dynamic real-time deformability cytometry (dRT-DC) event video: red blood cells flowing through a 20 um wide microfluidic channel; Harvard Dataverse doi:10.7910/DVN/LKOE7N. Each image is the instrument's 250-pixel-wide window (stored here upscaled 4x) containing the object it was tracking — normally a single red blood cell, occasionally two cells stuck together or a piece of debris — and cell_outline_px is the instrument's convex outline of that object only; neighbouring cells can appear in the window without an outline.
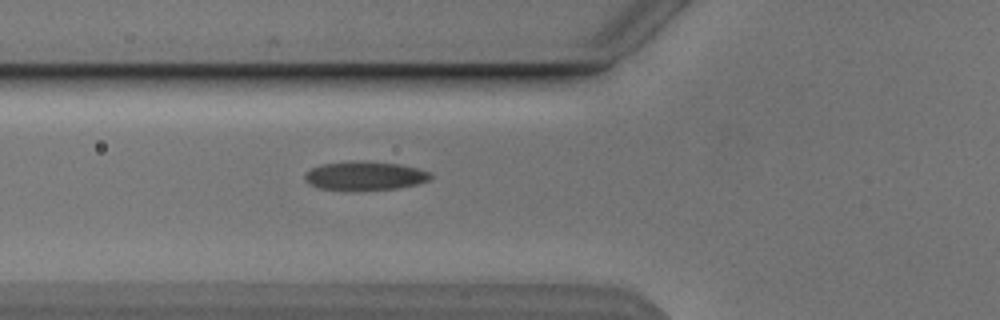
{"species": "Egyptian fruit bat (a non-hibernating species)", "species_latin": "Rousettus aegyptiacus", "temperature_condition": "cold", "stored_images_in_passage": 3, "camera_frame_rate_fps": 3000, "um_per_image_px": 0.085, "animal": {"sex": "male"}, "frame": {"image": 1, "passage_image": 3, "time_ms": 3.333, "image_size_px": [1000, 320], "cell_outline_px": [[432, 176], [428, 180], [416, 184], [396, 188], [320, 188], [304, 180], [304, 176], [312, 168], [320, 164], [348, 160], [360, 160], [400, 164], [432, 172]], "centroid_in_image_um": [31.03, 14.88], "position_along_channel_um": 94.8, "area_um2": 20.46}}